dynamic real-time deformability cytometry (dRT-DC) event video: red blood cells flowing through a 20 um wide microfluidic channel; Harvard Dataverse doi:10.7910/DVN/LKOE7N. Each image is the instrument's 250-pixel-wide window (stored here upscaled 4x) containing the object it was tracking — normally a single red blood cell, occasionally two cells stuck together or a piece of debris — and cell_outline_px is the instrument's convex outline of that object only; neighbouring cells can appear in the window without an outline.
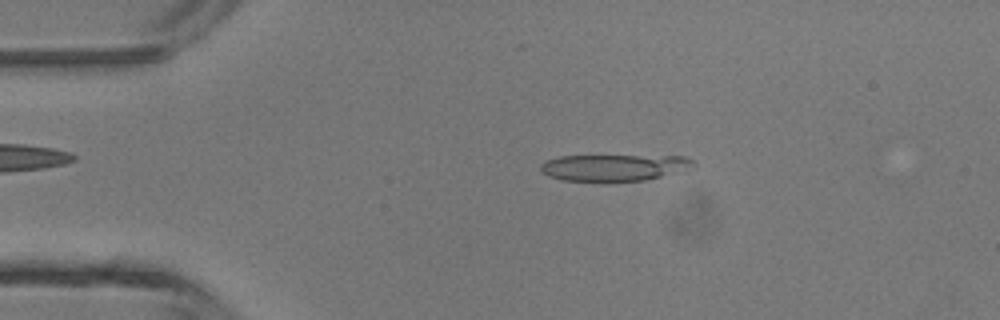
{"species": "common noctule bat (a hibernating species)", "species_latin": "Nyctalus noctula", "temperature_condition": "room temperature", "stored_images_in_passage": 2, "camera_frame_rate_fps": 3000, "um_per_image_px": 0.085, "animal": {"sex": "male", "body_mass_g": 13.3}, "frame": {"image": 1, "passage_image": 1, "time_ms": 0.0, "image_size_px": [1000, 320], "cell_outline_px": [[696, 164], [660, 176], [644, 180], [560, 180], [548, 176], [540, 168], [540, 164], [544, 160], [560, 156], [684, 156], [692, 160]], "centroid_in_image_um": [52.08, 14.21], "position_along_channel_um": 32.9, "area_um2": 22.89}}